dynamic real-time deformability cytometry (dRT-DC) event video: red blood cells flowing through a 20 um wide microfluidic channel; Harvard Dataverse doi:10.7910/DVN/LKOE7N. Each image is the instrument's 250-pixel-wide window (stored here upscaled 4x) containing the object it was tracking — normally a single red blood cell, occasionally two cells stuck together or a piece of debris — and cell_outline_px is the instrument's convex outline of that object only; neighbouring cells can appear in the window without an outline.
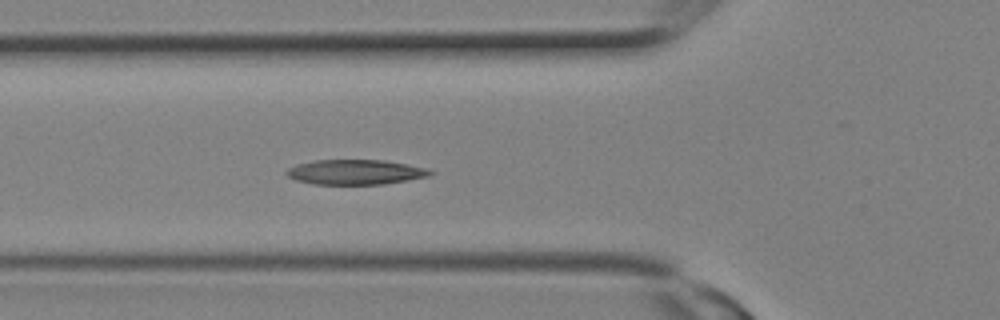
{"species": "Egyptian fruit bat (a non-hibernating species)", "species_latin": "Rousettus aegyptiacus", "temperature_condition": "room temperature", "stored_images_in_passage": 10, "camera_frame_rate_fps": 3000, "um_per_image_px": 0.085, "animal": {"sex": "female"}, "frame": {"image": 1, "passage_image": 10, "time_ms": 3.0, "image_size_px": [1000, 320], "cell_outline_px": [[436, 172], [428, 176], [408, 180], [384, 184], [312, 184], [296, 180], [288, 176], [284, 172], [288, 168], [296, 164], [316, 160], [384, 160], [428, 168]], "centroid_in_image_um": [30.21, 14.62], "position_along_channel_um": 95.6, "area_um2": 20.92}}